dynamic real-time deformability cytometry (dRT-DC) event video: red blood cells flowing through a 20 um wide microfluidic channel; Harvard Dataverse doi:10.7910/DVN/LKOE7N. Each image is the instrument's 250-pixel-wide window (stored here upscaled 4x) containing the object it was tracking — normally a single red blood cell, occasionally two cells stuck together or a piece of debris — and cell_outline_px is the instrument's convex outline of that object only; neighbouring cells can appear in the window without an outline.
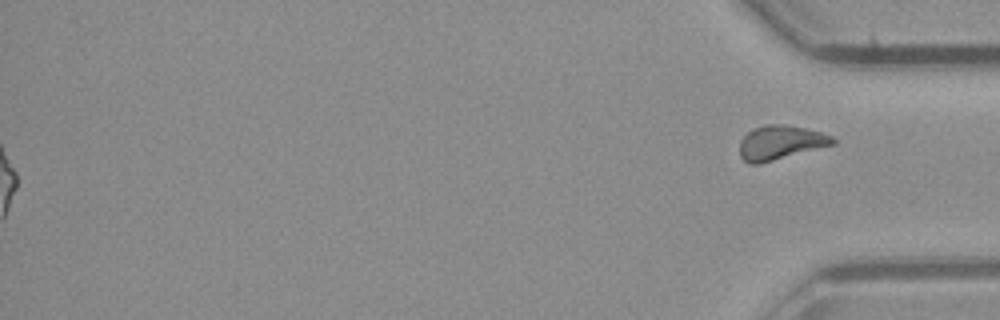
{"species": "common noctule bat (a hibernating species)", "species_latin": "Nyctalus noctula", "temperature_condition": "room temperature", "stored_images_in_passage": 39, "segment_of_instrument_passage": [2, 2], "camera_frame_rate_fps": 3000, "um_per_image_px": 0.085, "animal": {"sex": "male", "body_mass_g": 23.1, "forearm_length_mm": 52.7}, "frame": {"image": 1, "passage_image": 39, "time_ms": 12.667, "image_size_px": [1000, 320], "cell_outline_px": [[836, 144], [760, 164], [748, 164], [740, 156], [740, 140], [748, 132], [764, 124], [784, 124], [804, 128], [820, 132], [832, 136], [836, 140]], "centroid_in_image_um": [66.35, 12.13], "position_along_channel_um": 368.9, "area_um2": 18.61}}